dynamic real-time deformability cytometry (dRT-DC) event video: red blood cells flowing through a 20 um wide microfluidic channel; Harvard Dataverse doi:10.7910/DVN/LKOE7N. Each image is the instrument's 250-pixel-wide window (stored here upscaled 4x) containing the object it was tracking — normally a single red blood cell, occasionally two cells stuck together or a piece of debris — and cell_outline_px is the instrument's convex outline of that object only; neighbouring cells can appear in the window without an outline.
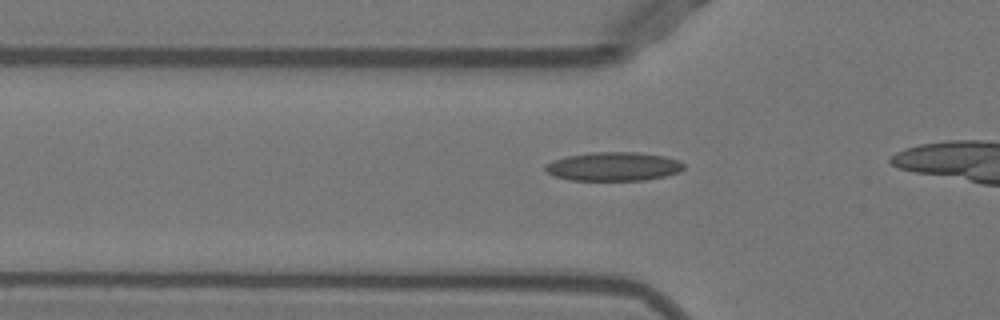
{"species": "Egyptian fruit bat (a non-hibernating species)", "species_latin": "Rousettus aegyptiacus", "temperature_condition": "warm", "stored_images_in_passage": 21, "camera_frame_rate_fps": 3000, "um_per_image_px": 0.085, "animal": {"sex": "female"}, "frame": {"image": 1, "passage_image": 12, "time_ms": 3.667, "image_size_px": [1000, 320], "cell_outline_px": [[684, 168], [680, 172], [664, 176], [644, 180], [568, 180], [556, 176], [548, 172], [544, 168], [544, 164], [552, 160], [568, 156], [592, 152], [636, 152], [664, 156], [680, 160], [684, 164]], "centroid_in_image_um": [52.15, 14.15], "position_along_channel_um": 73.6, "area_um2": 23.24}}
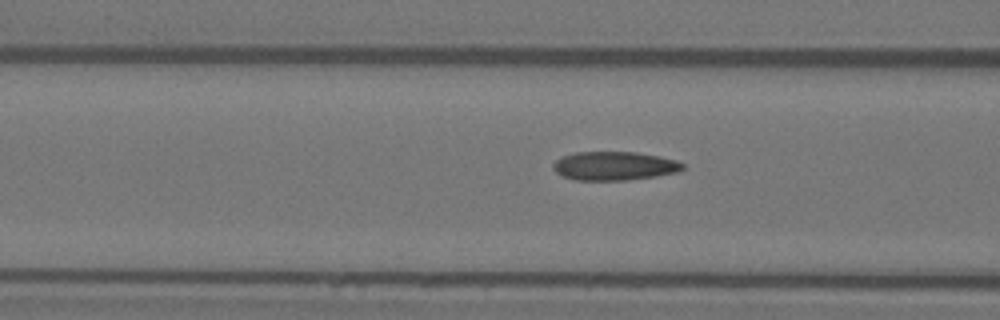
{"frame": {"image": 2, "passage_image": 15, "time_ms": 4.667, "image_size_px": [1000, 320], "cell_outline_px": [[684, 168], [676, 172], [628, 180], [576, 180], [560, 176], [552, 168], [552, 164], [560, 156], [576, 152], [636, 152], [660, 156], [676, 160], [684, 164]], "centroid_in_image_um": [52.16, 14.1], "position_along_channel_um": 114.4, "area_um2": 21.73}}
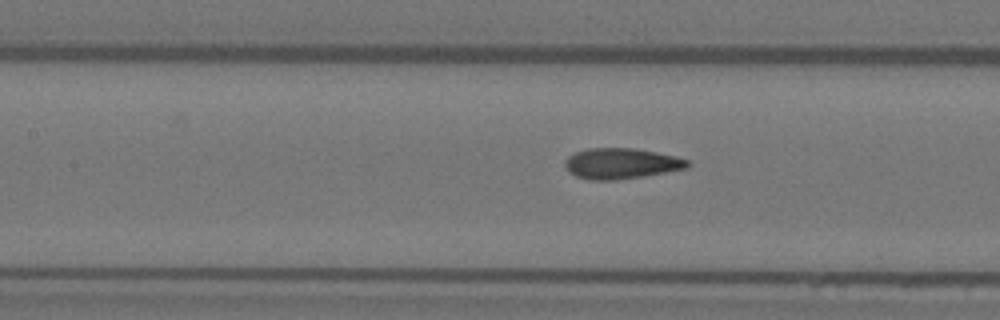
{"frame": {"image": 3, "passage_image": 18, "time_ms": 5.667, "image_size_px": [1000, 320], "cell_outline_px": [[692, 164], [688, 168], [644, 176], [616, 180], [588, 180], [576, 176], [568, 172], [564, 164], [564, 160], [568, 156], [576, 152], [588, 148], [632, 148], [656, 152], [676, 156], [688, 160]], "centroid_in_image_um": [52.8, 13.9], "position_along_channel_um": 154.6, "area_um2": 22.08}}